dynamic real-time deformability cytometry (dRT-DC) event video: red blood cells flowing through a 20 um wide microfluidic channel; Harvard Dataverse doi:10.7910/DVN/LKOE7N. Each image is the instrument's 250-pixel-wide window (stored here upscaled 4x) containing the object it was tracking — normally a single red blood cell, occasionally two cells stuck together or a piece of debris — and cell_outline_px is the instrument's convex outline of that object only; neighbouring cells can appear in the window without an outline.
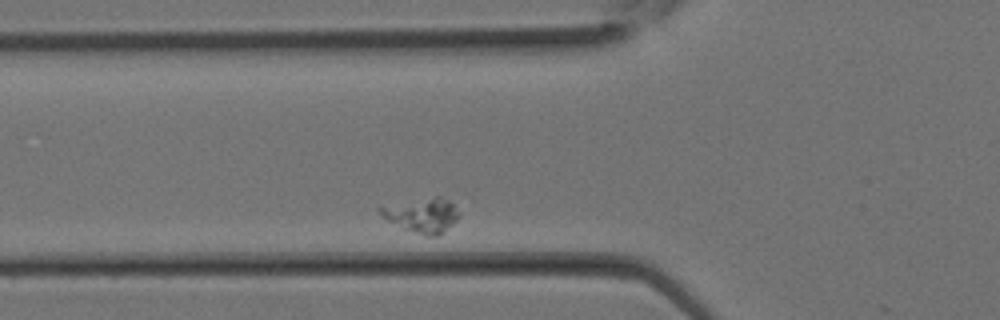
{"species": "Egyptian fruit bat (a non-hibernating species)", "species_latin": "Rousettus aegyptiacus", "temperature_condition": "room temperature", "stored_images_in_passage": 19, "camera_frame_rate_fps": 3000, "um_per_image_px": 0.085, "animal": {"sex": "female"}, "frame": {"image": 1, "passage_image": 3, "time_ms": 0.667, "image_size_px": [1000, 320], "cell_outline_px": [[460, 212], [456, 220], [440, 236], [424, 236], [404, 228], [388, 220], [376, 208], [380, 204], [436, 196], [440, 196], [448, 200]], "centroid_in_image_um": [35.85, 18.26], "position_along_channel_um": 90.0, "area_um2": 16.01}}
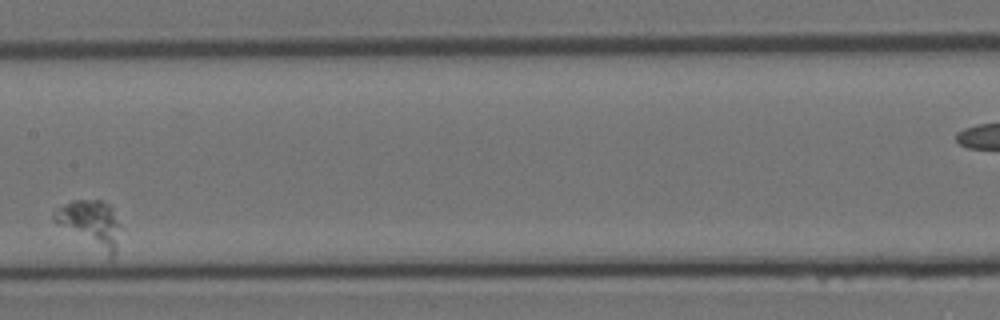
{"frame": {"image": 2, "passage_image": 9, "time_ms": 2.667, "image_size_px": [1000, 320], "cell_outline_px": [[120, 228], [116, 252], [112, 260], [108, 260], [56, 224], [52, 220], [52, 212], [64, 204], [72, 200], [100, 200], [108, 204], [112, 208], [120, 224]], "centroid_in_image_um": [7.7, 19.1], "position_along_channel_um": 199.7, "area_um2": 18.9}}
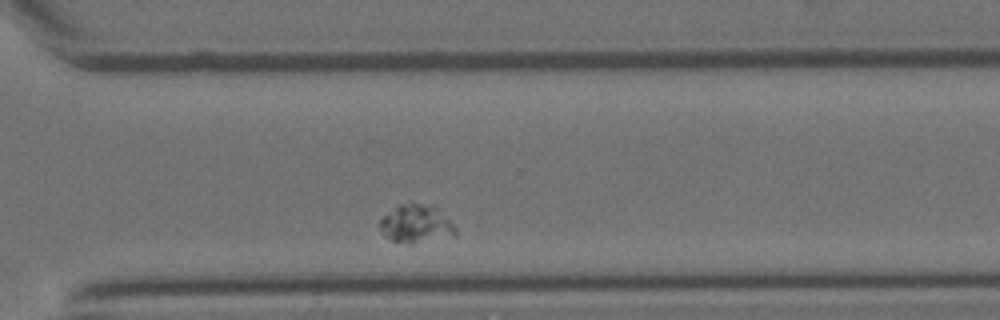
{"frame": {"image": 3, "passage_image": 16, "time_ms": 5.0, "image_size_px": [1000, 320], "cell_outline_px": [[456, 236], [408, 244], [392, 240], [384, 236], [380, 228], [380, 220], [384, 216], [400, 204], [420, 204], [436, 208], [456, 228]], "centroid_in_image_um": [35.36, 19.07], "position_along_channel_um": 335.2, "area_um2": 16.3}}